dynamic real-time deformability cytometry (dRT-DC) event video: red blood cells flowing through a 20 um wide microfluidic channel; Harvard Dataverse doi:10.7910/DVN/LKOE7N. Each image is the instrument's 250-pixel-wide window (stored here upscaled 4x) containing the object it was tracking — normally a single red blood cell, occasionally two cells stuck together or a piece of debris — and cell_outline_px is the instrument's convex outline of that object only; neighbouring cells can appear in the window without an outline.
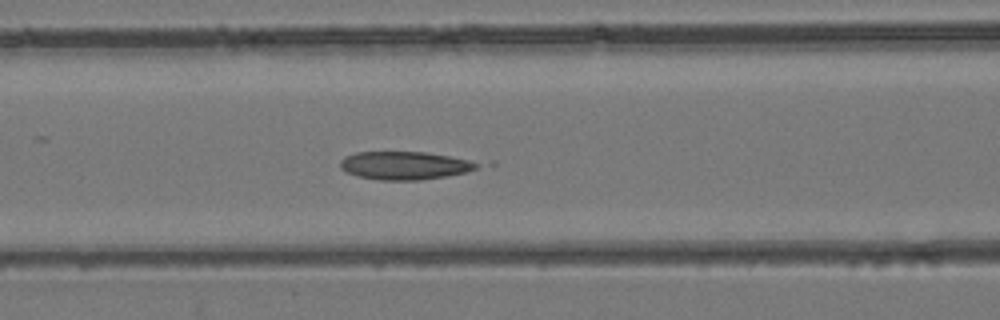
{"species": "common noctule bat (a hibernating species)", "species_latin": "Nyctalus noctula", "temperature_condition": "room temperature", "stored_images_in_passage": 35, "camera_frame_rate_fps": 3000, "um_per_image_px": 0.085, "animal": {"sex": "female", "body_mass_g": 24.6, "forearm_length_mm": 56.2}, "frame": {"image": 1, "passage_image": 18, "time_ms": 5.667, "image_size_px": [1000, 320], "cell_outline_px": [[484, 164], [476, 168], [464, 172], [444, 176], [416, 180], [380, 180], [360, 176], [348, 172], [340, 168], [340, 160], [344, 156], [356, 152], [424, 152], [448, 156], [468, 160]], "centroid_in_image_um": [34.36, 14.06], "position_along_channel_um": 132.2, "area_um2": 22.08}}
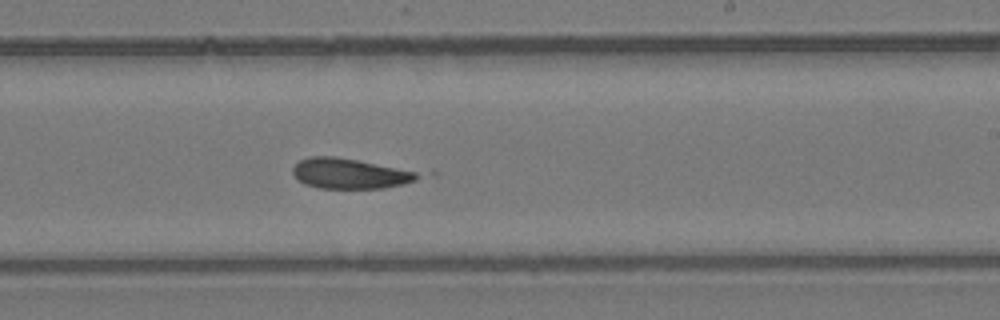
{"frame": {"image": 2, "passage_image": 26, "time_ms": 8.333, "image_size_px": [1000, 320], "cell_outline_px": [[424, 176], [416, 180], [384, 188], [320, 188], [304, 184], [296, 180], [292, 172], [292, 168], [300, 160], [312, 156], [332, 156], [356, 160], [416, 172]], "centroid_in_image_um": [29.66, 14.76], "position_along_channel_um": 259.3, "area_um2": 21.73}}
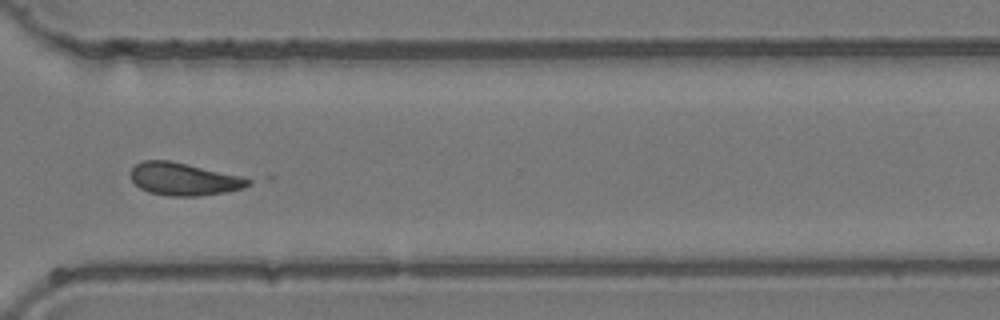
{"frame": {"image": 3, "passage_image": 32, "time_ms": 10.333, "image_size_px": [1000, 320], "cell_outline_px": [[252, 184], [244, 188], [224, 192], [200, 196], [168, 196], [148, 192], [140, 188], [132, 180], [132, 168], [136, 164], [144, 160], [168, 160], [188, 164], [240, 176], [252, 180]], "centroid_in_image_um": [15.63, 15.23], "position_along_channel_um": 355.0, "area_um2": 22.2}}